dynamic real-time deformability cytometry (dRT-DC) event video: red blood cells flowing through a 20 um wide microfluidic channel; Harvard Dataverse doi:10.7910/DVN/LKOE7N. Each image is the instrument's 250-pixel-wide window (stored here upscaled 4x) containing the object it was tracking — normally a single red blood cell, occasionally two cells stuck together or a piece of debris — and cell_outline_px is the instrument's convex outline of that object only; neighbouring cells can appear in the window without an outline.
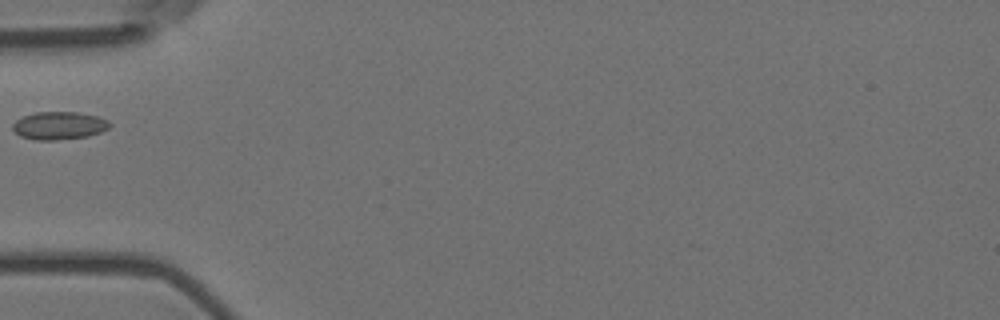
{"species": "Egyptian fruit bat (a non-hibernating species)", "species_latin": "Rousettus aegyptiacus", "temperature_condition": "room temperature", "stored_images_in_passage": 1, "camera_frame_rate_fps": 3000, "um_per_image_px": 0.085, "animal": {"sex": "female"}, "frame": {"image": 1, "passage_image": 1, "time_ms": 0.0, "image_size_px": [1000, 320], "cell_outline_px": [[112, 124], [108, 128], [100, 132], [88, 136], [56, 140], [36, 140], [20, 136], [12, 128], [12, 124], [16, 120], [24, 116], [36, 112], [76, 112], [100, 116], [108, 120]], "centroid_in_image_um": [5.04, 10.67], "position_along_channel_um": 80.0, "area_um2": 15.78}}